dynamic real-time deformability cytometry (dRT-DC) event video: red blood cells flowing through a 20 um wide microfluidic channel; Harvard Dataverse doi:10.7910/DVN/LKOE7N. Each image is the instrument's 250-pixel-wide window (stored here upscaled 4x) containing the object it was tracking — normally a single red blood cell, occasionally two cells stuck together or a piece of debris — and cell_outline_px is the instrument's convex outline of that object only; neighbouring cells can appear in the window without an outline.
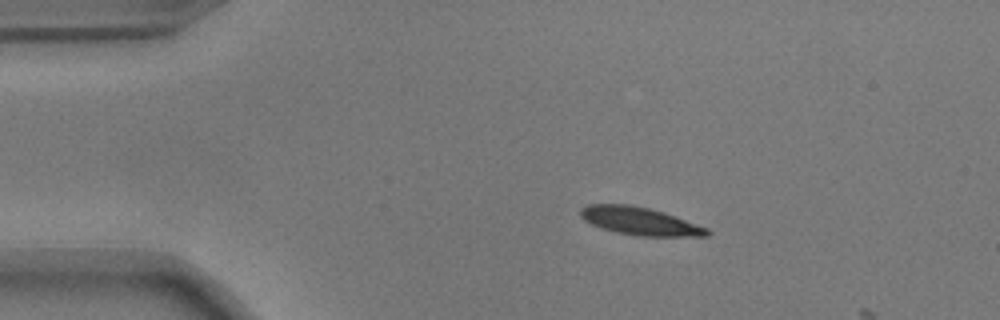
{"species": "common noctule bat (a hibernating species)", "species_latin": "Nyctalus noctula", "temperature_condition": "warm", "stored_images_in_passage": 3, "camera_frame_rate_fps": 3000, "um_per_image_px": 0.085, "animal": {"sex": "male", "body_mass_g": 17.9}, "frame": {"image": 1, "passage_image": 1, "time_ms": 0.0, "image_size_px": [1000, 320], "cell_outline_px": [[712, 232], [708, 236], [640, 236], [616, 232], [592, 224], [584, 220], [580, 216], [580, 208], [588, 204], [628, 204], [648, 208], [664, 212], [708, 228]], "centroid_in_image_um": [54.4, 18.79], "position_along_channel_um": 30.6, "area_um2": 20.46}}